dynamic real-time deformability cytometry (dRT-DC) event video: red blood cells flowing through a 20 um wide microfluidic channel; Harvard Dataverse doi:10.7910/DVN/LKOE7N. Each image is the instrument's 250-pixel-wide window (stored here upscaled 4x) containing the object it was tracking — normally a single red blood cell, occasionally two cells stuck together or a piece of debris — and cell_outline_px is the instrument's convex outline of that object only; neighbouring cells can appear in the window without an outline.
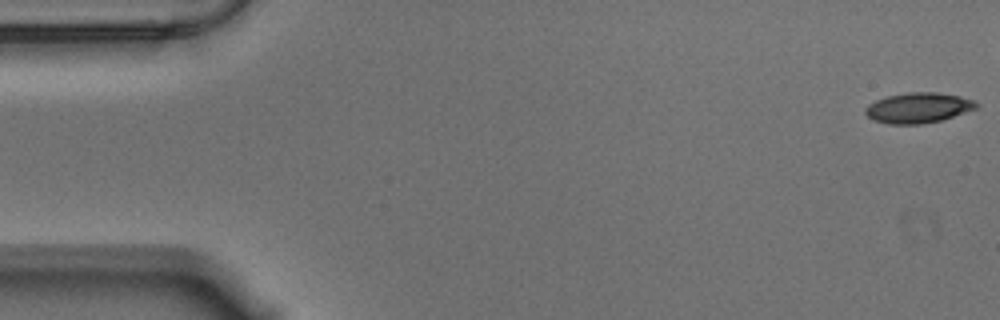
{"species": "Egyptian fruit bat (a non-hibernating species)", "species_latin": "Rousettus aegyptiacus", "temperature_condition": "warm", "stored_images_in_passage": 15, "camera_frame_rate_fps": 3000, "um_per_image_px": 0.085, "animal": {"sex": "male"}, "frame": {"image": 1, "passage_image": 1, "time_ms": 0.0, "image_size_px": [1000, 320], "cell_outline_px": [[980, 104], [976, 108], [940, 120], [920, 124], [888, 124], [872, 120], [864, 112], [864, 108], [868, 104], [876, 100], [888, 96], [908, 92], [936, 92], [960, 96], [976, 100]], "centroid_in_image_um": [78.03, 9.16], "position_along_channel_um": 7.0, "area_um2": 19.59}}